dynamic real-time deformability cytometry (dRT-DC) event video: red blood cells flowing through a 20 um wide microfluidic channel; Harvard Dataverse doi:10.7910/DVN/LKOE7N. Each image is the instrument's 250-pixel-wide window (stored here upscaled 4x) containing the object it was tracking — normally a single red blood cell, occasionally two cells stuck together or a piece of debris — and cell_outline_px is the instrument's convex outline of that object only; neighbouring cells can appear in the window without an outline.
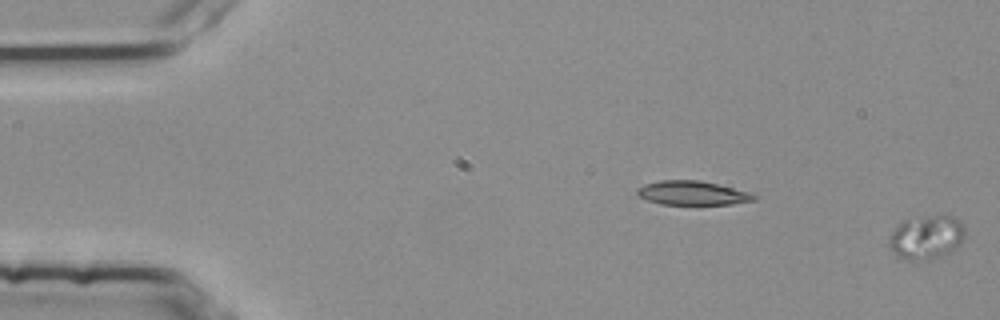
{"species": "common noctule bat (a hibernating species)", "species_latin": "Nyctalus noctula", "temperature_condition": "room temperature", "stored_images_in_passage": 8, "segment_of_instrument_passage": [2, 2], "camera_frame_rate_fps": 3000, "um_per_image_px": 0.085, "animal": {"sex": "female", "body_mass_g": 25.1}, "frame": {"image": 1, "passage_image": 8, "time_ms": 2.333, "image_size_px": [1000, 320], "cell_outline_px": [[964, 240], [960, 244], [948, 252], [928, 260], [908, 260], [896, 256], [888, 244], [888, 236], [904, 220], [932, 216], [948, 216], [960, 220], [964, 228]], "centroid_in_image_um": [78.72, 20.18], "position_along_channel_um": 6.3, "area_um2": 19.07}}